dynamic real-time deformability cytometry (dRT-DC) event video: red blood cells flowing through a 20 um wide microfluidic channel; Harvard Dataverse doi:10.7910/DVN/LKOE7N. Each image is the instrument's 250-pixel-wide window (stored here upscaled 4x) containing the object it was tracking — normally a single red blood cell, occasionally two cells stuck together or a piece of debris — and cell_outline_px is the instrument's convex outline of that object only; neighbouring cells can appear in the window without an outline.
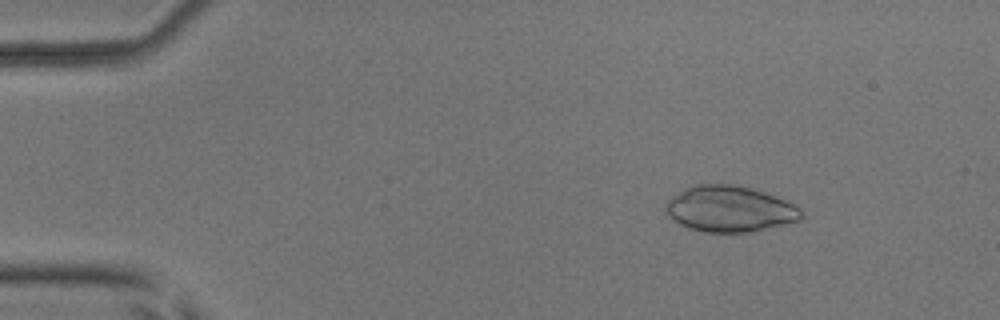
{"species": "common noctule bat (a hibernating species)", "species_latin": "Nyctalus noctula", "temperature_condition": "room temperature", "stored_images_in_passage": 7, "camera_frame_rate_fps": 3000, "um_per_image_px": 0.085, "animal": {"sex": "male", "body_mass_g": 17.9, "forearm_length_mm": 54.2}, "frame": {"image": 1, "passage_image": 2, "time_ms": 0.333, "image_size_px": [1000, 320], "cell_outline_px": [[804, 216], [800, 220], [748, 232], [704, 232], [688, 228], [672, 220], [668, 216], [668, 200], [672, 196], [684, 188], [696, 184], [732, 184], [764, 192], [776, 196], [800, 208], [804, 212]], "centroid_in_image_um": [62.02, 17.76], "position_along_channel_um": 23.0, "area_um2": 36.01}}